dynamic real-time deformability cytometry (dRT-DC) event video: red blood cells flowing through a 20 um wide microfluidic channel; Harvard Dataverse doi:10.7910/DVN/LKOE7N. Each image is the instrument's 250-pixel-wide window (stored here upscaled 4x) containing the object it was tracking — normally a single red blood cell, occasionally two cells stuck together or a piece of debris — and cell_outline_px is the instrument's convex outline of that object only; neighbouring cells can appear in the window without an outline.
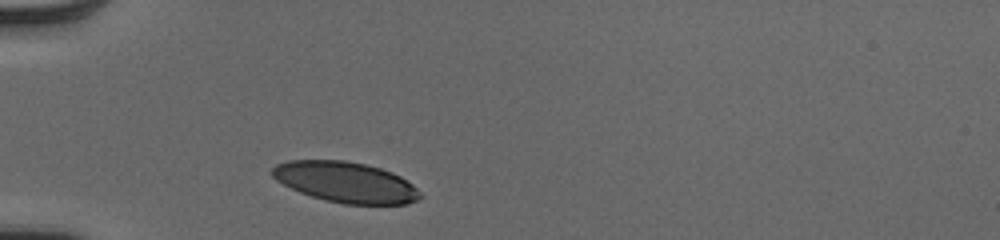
{"species": "human", "species_latin": "Homo sapiens", "temperature_condition": "cold", "stored_images_in_passage": 30, "camera_frame_rate_fps": 3000, "um_per_image_px": 0.085, "donor": {"sex": "male"}, "frame": {"image": 1, "passage_image": 1, "time_ms": 0.0, "image_size_px": [1000, 240], "cell_outline_px": [[420, 196], [416, 200], [404, 204], [344, 204], [324, 200], [300, 192], [276, 180], [272, 176], [272, 168], [276, 164], [288, 160], [344, 160], [364, 164], [380, 168], [392, 172], [400, 176], [412, 184], [420, 192]], "centroid_in_image_um": [29.36, 15.48], "position_along_channel_um": 55.6, "area_um2": 34.8}}
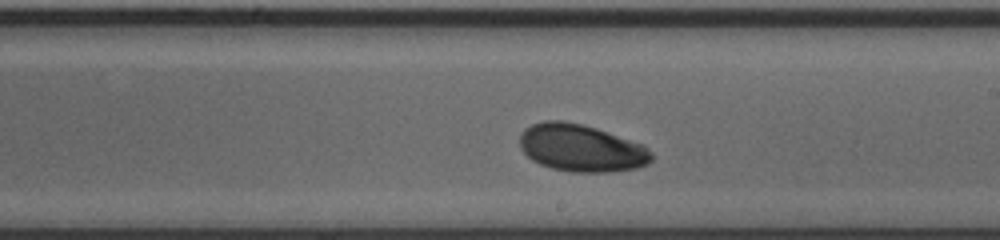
{"frame": {"image": 2, "passage_image": 16, "time_ms": 5.0, "image_size_px": [1000, 240], "cell_outline_px": [[652, 160], [648, 164], [636, 168], [612, 172], [572, 172], [552, 168], [540, 164], [532, 160], [520, 148], [520, 132], [524, 128], [532, 124], [544, 120], [564, 120], [596, 128], [640, 144], [648, 148], [652, 152]], "centroid_in_image_um": [49.37, 12.58], "position_along_channel_um": 239.6, "area_um2": 36.3}}
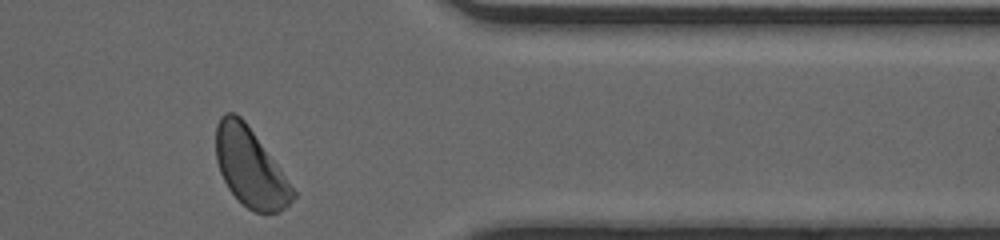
{"frame": {"image": 3, "passage_image": 28, "time_ms": 9.0, "image_size_px": [1000, 240], "cell_outline_px": [[296, 196], [284, 208], [276, 212], [256, 212], [248, 208], [228, 188], [220, 172], [216, 160], [216, 124], [220, 116], [224, 112], [236, 112], [244, 120], [276, 164], [296, 192]], "centroid_in_image_um": [21.23, 14.2], "position_along_channel_um": 390.2, "area_um2": 34.51}, "authors_computed_cell_mechanics": {"area_um2": 35.7493, "velocity_mm_per_s": 4.0262, "shape_relaxation_time_tau1_ms": 3.5054, "shape_relaxation_time_tau2_ms": null, "deformation_change_tau1": 0.1259, "deformation_change_tau2": null}}